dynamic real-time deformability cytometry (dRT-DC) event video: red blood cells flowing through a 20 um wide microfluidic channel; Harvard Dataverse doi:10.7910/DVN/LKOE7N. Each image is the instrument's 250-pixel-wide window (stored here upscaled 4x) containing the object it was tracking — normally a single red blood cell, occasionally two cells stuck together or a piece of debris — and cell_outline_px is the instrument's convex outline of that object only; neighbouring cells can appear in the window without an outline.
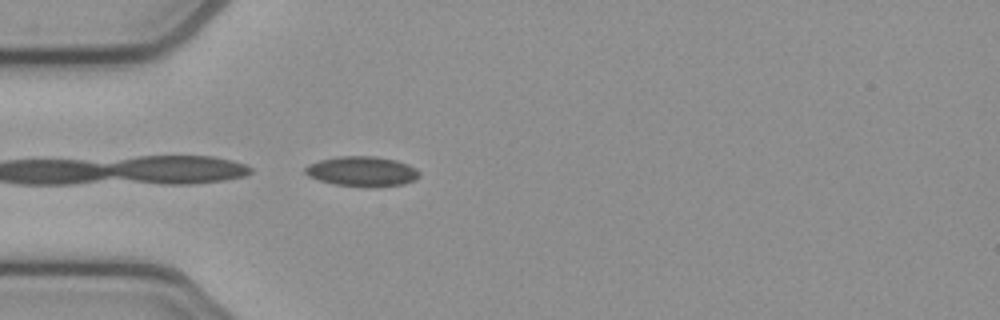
{"species": "common noctule bat (a hibernating species)", "species_latin": "Nyctalus noctula", "temperature_condition": "cold", "stored_images_in_passage": 14, "camera_frame_rate_fps": 3000, "um_per_image_px": 0.085, "animal": {"sex": "female", "body_mass_g": 21.9}, "frame": {"image": 1, "passage_image": 1, "time_ms": 0.0, "image_size_px": [1000, 320], "cell_outline_px": [[420, 176], [416, 180], [404, 184], [372, 188], [368, 188], [336, 184], [320, 180], [308, 176], [304, 172], [304, 168], [308, 164], [320, 160], [340, 156], [376, 156], [396, 160], [408, 164], [416, 168], [420, 172]], "centroid_in_image_um": [30.82, 14.58], "position_along_channel_um": 54.2, "area_um2": 20.23}}
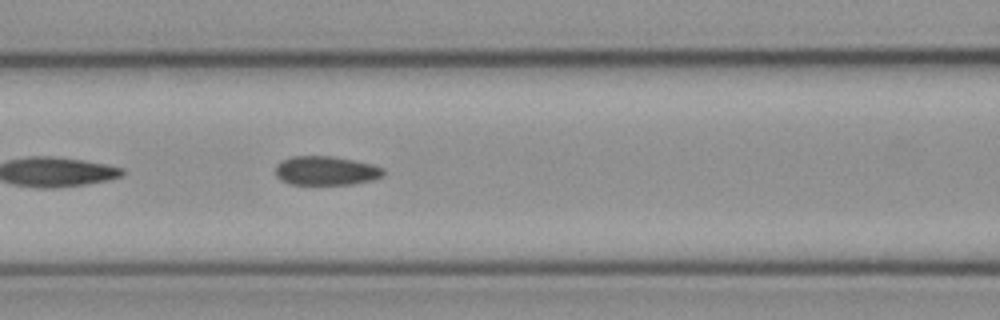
{"frame": {"image": 2, "passage_image": 8, "time_ms": 2.333, "image_size_px": [1000, 320], "cell_outline_px": [[384, 176], [372, 180], [352, 184], [288, 184], [280, 180], [276, 176], [276, 164], [292, 156], [332, 156], [372, 164], [384, 168]], "centroid_in_image_um": [27.71, 14.51], "position_along_channel_um": 138.9, "area_um2": 18.26}}
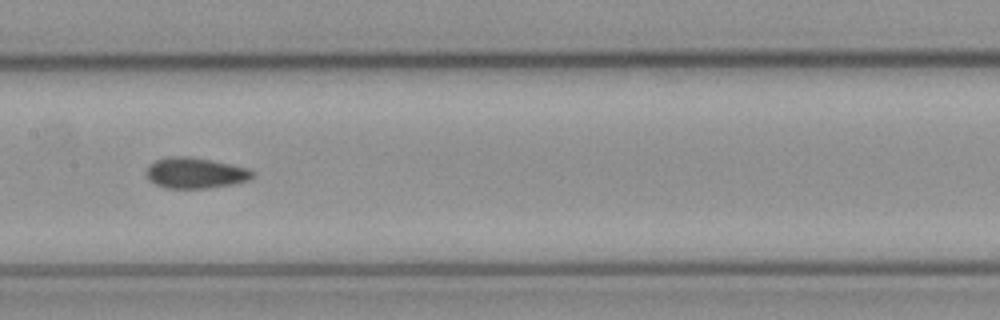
{"frame": {"image": 3, "passage_image": 12, "time_ms": 3.667, "image_size_px": [1000, 320], "cell_outline_px": [[256, 172], [248, 180], [232, 184], [208, 188], [164, 188], [148, 180], [148, 168], [156, 160], [168, 156], [188, 156], [212, 160], [248, 168]], "centroid_in_image_um": [16.62, 14.7], "position_along_channel_um": 190.8, "area_um2": 18.9}}